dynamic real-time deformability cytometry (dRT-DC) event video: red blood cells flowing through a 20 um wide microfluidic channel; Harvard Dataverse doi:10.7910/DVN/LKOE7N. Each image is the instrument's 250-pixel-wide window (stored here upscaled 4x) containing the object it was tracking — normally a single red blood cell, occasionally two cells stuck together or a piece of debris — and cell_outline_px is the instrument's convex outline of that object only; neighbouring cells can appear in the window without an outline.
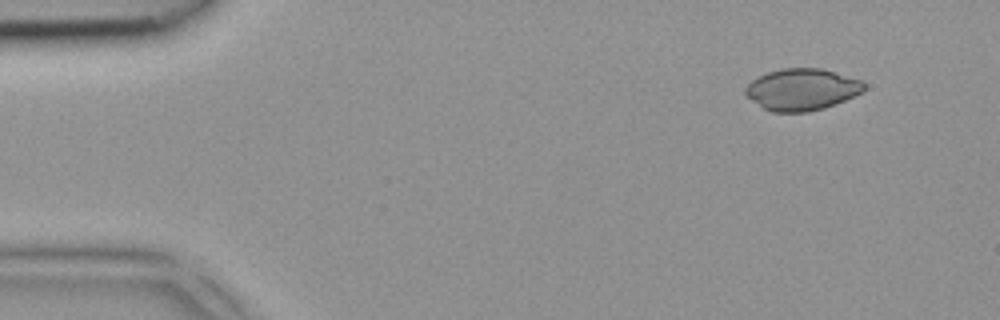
{"species": "common noctule bat (a hibernating species)", "species_latin": "Nyctalus noctula", "temperature_condition": "room temperature", "stored_images_in_passage": 4, "segment_of_instrument_passage": [1, 2], "camera_frame_rate_fps": 3000, "um_per_image_px": 0.085, "animal": {"sex": "female", "body_mass_g": 18.4}, "frame": {"image": 1, "passage_image": 1, "time_ms": 0.0, "image_size_px": [1000, 320], "cell_outline_px": [[864, 88], [860, 92], [844, 100], [824, 108], [808, 112], [772, 112], [764, 108], [752, 100], [744, 92], [744, 88], [752, 80], [768, 72], [784, 68], [820, 68], [860, 80], [864, 84]], "centroid_in_image_um": [68.12, 7.61], "position_along_channel_um": 16.9, "area_um2": 28.32}}